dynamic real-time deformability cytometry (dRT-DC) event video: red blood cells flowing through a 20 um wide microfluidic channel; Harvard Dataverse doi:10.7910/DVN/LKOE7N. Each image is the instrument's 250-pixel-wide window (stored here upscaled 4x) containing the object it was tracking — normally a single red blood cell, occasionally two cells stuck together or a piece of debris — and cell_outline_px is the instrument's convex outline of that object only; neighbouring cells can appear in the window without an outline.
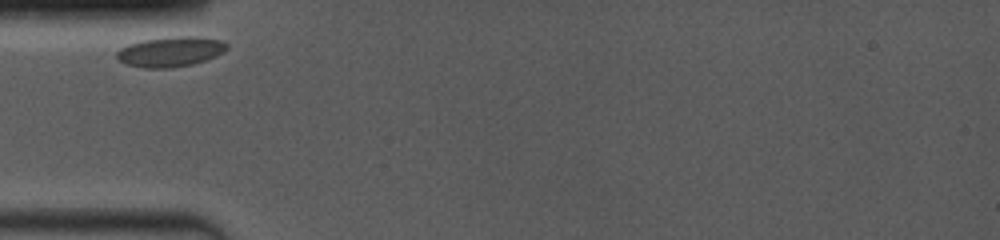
{"species": "common noctule bat (a hibernating species)", "species_latin": "Nyctalus noctula", "temperature_condition": "room temperature", "stored_images_in_passage": 2, "camera_frame_rate_fps": 4000, "um_per_image_px": 0.085, "animal": {"sex": "female", "body_mass_g": 19.0, "forearm_length_mm": 53.3}, "frame": {"image": 1, "passage_image": 1, "time_ms": 0.0, "image_size_px": [1000, 240], "cell_outline_px": [[228, 48], [224, 52], [204, 60], [192, 64], [168, 68], [144, 68], [124, 64], [116, 56], [116, 52], [120, 48], [128, 44], [144, 40], [172, 36], [196, 36], [220, 40], [228, 44]], "centroid_in_image_um": [14.47, 4.39], "position_along_channel_um": 70.5, "area_um2": 19.25}}